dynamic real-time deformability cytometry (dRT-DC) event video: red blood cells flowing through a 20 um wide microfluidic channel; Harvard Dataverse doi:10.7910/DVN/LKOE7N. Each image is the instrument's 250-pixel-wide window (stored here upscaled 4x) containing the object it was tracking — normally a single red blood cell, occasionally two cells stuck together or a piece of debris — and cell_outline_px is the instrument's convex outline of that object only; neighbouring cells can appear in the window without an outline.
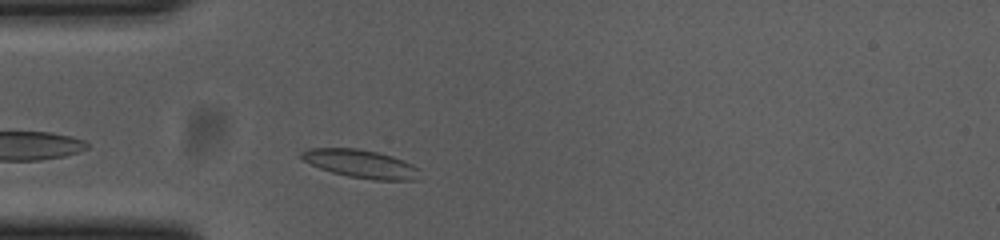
{"species": "common noctule bat (a hibernating species)", "species_latin": "Nyctalus noctula", "temperature_condition": "cold", "stored_images_in_passage": 32, "camera_frame_rate_fps": 3000, "um_per_image_px": 0.085, "animal": {"sex": "female", "body_mass_g": 23.0, "forearm_length_mm": 53.4}, "frame": {"image": 1, "passage_image": 4, "time_ms": 1.0, "image_size_px": [1000, 240], "cell_outline_px": [[420, 180], [372, 180], [348, 176], [332, 172], [320, 168], [300, 160], [300, 152], [308, 148], [356, 148], [376, 152], [392, 156], [412, 164], [420, 168]], "centroid_in_image_um": [30.67, 13.93], "position_along_channel_um": 54.3, "area_um2": 19.65}}
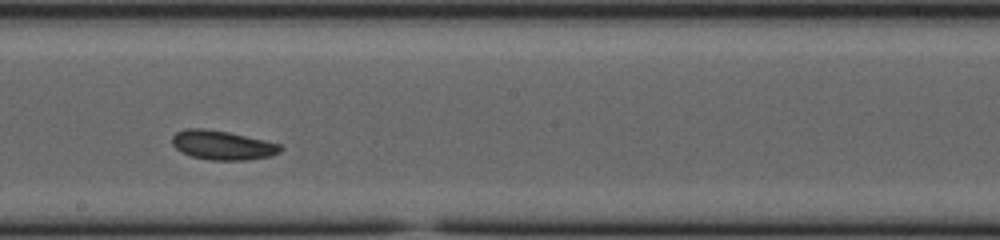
{"frame": {"image": 2, "passage_image": 19, "time_ms": 6.0, "image_size_px": [1000, 240], "cell_outline_px": [[284, 148], [280, 152], [272, 156], [248, 160], [208, 160], [192, 156], [176, 148], [172, 144], [172, 136], [176, 132], [188, 128], [204, 128], [228, 132], [264, 140], [280, 144]], "centroid_in_image_um": [18.93, 12.34], "position_along_channel_um": 229.3, "area_um2": 18.44}}
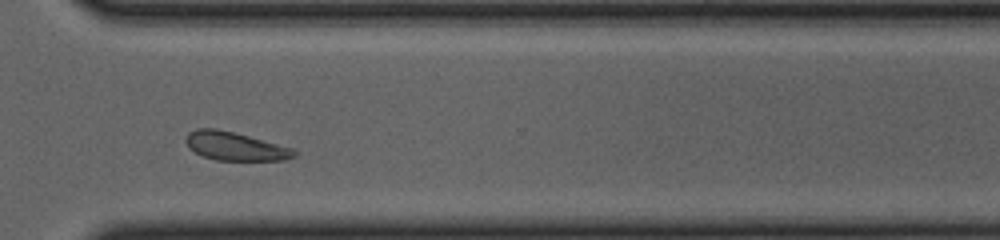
{"frame": {"image": 3, "passage_image": 29, "time_ms": 9.333, "image_size_px": [1000, 240], "cell_outline_px": [[296, 156], [284, 160], [216, 160], [204, 156], [188, 148], [184, 140], [188, 132], [196, 128], [216, 128], [248, 136], [292, 148], [296, 152]], "centroid_in_image_um": [19.93, 12.42], "position_along_channel_um": 350.7, "area_um2": 17.8}}